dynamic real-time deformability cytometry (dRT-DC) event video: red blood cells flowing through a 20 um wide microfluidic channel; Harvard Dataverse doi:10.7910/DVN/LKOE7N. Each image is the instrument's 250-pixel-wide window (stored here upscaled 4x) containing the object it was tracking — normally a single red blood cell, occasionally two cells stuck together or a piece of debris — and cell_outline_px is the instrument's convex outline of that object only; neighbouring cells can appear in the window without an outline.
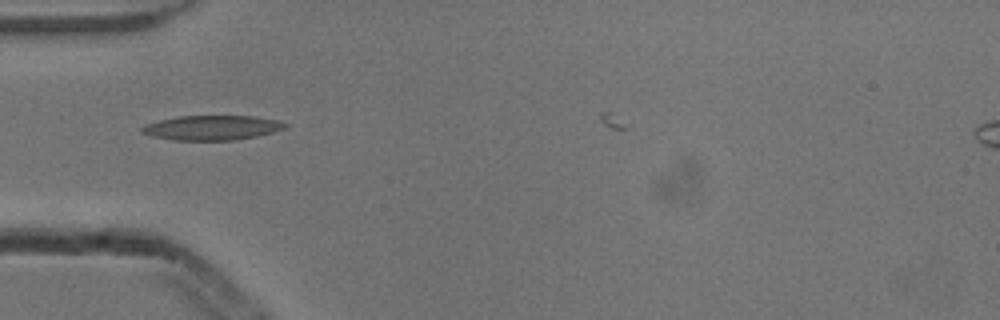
{"species": "common noctule bat (a hibernating species)", "species_latin": "Nyctalus noctula", "temperature_condition": "cold", "stored_images_in_passage": 5, "camera_frame_rate_fps": 3000, "um_per_image_px": 0.085, "animal": {"sex": "male", "body_mass_g": 13.3}, "frame": {"image": 1, "passage_image": 1, "time_ms": 0.0, "image_size_px": [1000, 320], "cell_outline_px": [[288, 128], [256, 136], [236, 140], [176, 140], [152, 136], [140, 132], [140, 128], [144, 124], [176, 116], [256, 116], [276, 120], [288, 124]], "centroid_in_image_um": [18.01, 10.85], "position_along_channel_um": 67.0, "area_um2": 20.63}}
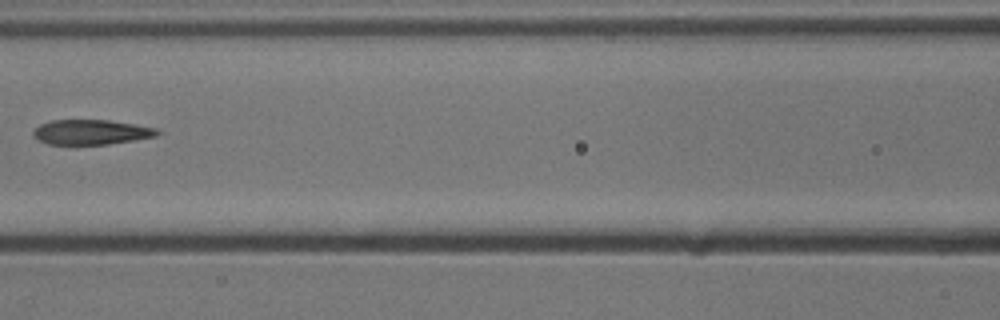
{"frame": {"image": 2, "passage_image": 3, "time_ms": 0.667, "image_size_px": [1000, 320], "cell_outline_px": [[160, 132], [156, 136], [108, 144], [48, 144], [32, 136], [32, 132], [40, 124], [52, 120], [108, 120], [136, 124], [156, 128]], "centroid_in_image_um": [7.73, 11.22], "position_along_channel_um": 158.9, "area_um2": 17.86}}
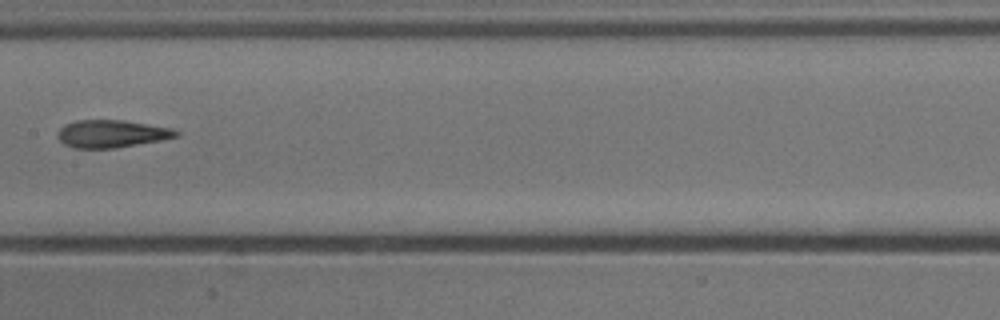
{"frame": {"image": 3, "passage_image": 4, "time_ms": 1.0, "image_size_px": [1000, 320], "cell_outline_px": [[180, 136], [160, 140], [116, 148], [76, 148], [64, 144], [56, 136], [60, 128], [64, 124], [76, 120], [124, 120], [172, 128], [180, 132]], "centroid_in_image_um": [9.49, 11.36], "position_along_channel_um": 197.9, "area_um2": 19.07}}